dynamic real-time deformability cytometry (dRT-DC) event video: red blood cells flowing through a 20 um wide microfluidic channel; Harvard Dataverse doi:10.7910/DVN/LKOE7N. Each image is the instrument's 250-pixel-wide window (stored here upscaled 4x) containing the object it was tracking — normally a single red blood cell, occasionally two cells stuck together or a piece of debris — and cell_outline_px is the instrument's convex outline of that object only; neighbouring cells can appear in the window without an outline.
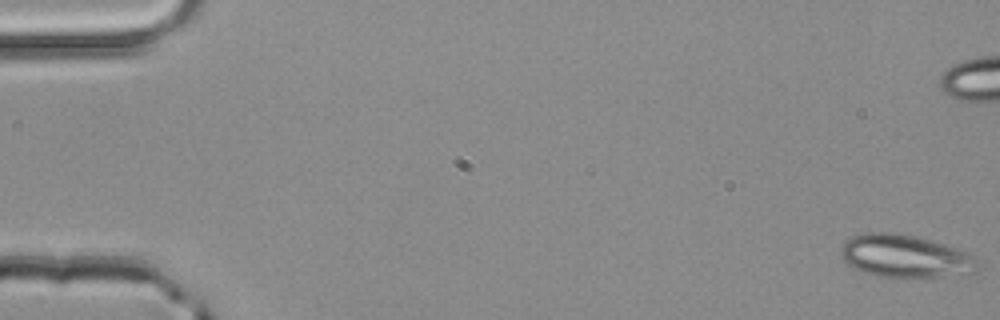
{"species": "common noctule bat (a hibernating species)", "species_latin": "Nyctalus noctula", "temperature_condition": "room temperature", "stored_images_in_passage": 5, "camera_frame_rate_fps": 3000, "um_per_image_px": 0.085, "animal": {"sex": "male", "body_mass_g": 20.4}, "frame": {"image": 1, "passage_image": 1, "time_ms": 0.0, "image_size_px": [1000, 320], "cell_outline_px": [[980, 268], [976, 272], [940, 276], [876, 276], [864, 272], [848, 264], [840, 256], [840, 248], [852, 236], [864, 232], [892, 232], [912, 236], [944, 244], [972, 252]], "centroid_in_image_um": [76.95, 21.76], "position_along_channel_um": 8.0, "area_um2": 33.76}}